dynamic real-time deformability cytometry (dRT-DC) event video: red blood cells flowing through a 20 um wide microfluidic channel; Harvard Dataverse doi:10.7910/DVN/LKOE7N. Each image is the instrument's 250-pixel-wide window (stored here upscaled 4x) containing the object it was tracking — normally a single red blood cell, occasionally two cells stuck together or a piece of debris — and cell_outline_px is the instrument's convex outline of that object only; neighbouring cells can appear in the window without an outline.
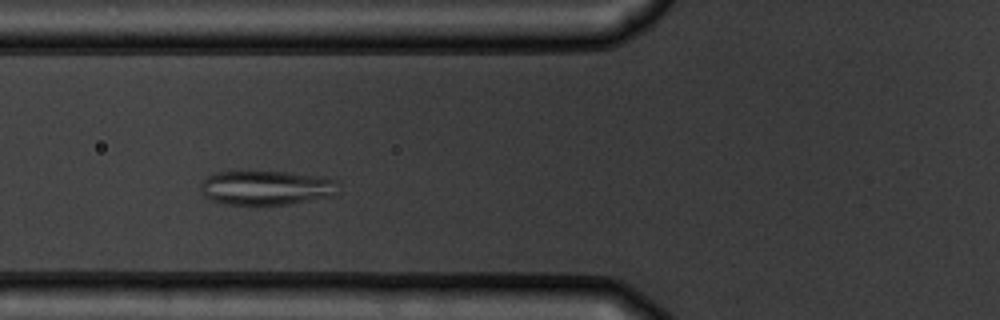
{"species": "common noctule bat (a hibernating species)", "species_latin": "Nyctalus noctula", "temperature_condition": "warm", "stored_images_in_passage": 5, "camera_frame_rate_fps": 3000, "um_per_image_px": 0.085, "animal": {"sex": "male", "body_mass_g": 19.5, "forearm_length_mm": 54.6}, "frame": {"image": 1, "passage_image": 4, "time_ms": 3.333, "image_size_px": [1000, 320], "cell_outline_px": [[340, 180], [336, 196], [292, 204], [228, 204], [212, 200], [204, 196], [200, 188], [200, 184], [208, 176], [216, 172], [288, 172]], "centroid_in_image_um": [22.7, 15.97], "position_along_channel_um": 103.1, "area_um2": 27.63}}